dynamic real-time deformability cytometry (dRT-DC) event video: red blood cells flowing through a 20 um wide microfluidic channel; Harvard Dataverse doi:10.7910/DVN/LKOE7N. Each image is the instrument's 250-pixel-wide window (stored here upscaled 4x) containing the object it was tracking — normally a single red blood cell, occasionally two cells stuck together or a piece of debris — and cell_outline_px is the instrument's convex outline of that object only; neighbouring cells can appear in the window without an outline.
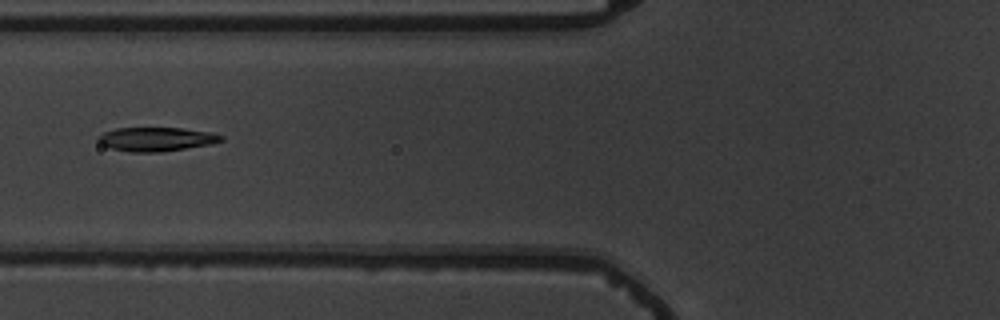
{"species": "common noctule bat (a hibernating species)", "species_latin": "Nyctalus noctula", "temperature_condition": "warm", "stored_images_in_passage": 6, "camera_frame_rate_fps": 3000, "um_per_image_px": 0.085, "animal": {"sex": "male", "body_mass_g": 19.5, "forearm_length_mm": 54.6}, "frame": {"image": 1, "passage_image": 4, "time_ms": 3.667, "image_size_px": [1000, 320], "cell_outline_px": [[224, 140], [212, 144], [160, 152], [128, 152], [112, 148], [100, 144], [96, 136], [104, 132], [116, 128], [180, 128], [212, 132], [224, 136]], "centroid_in_image_um": [13.29, 11.83], "position_along_channel_um": 112.5, "area_um2": 17.22}}
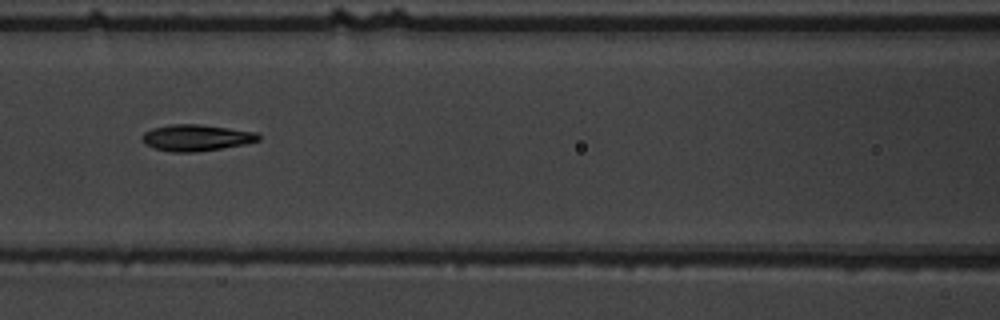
{"frame": {"image": 2, "passage_image": 5, "time_ms": 4.667, "image_size_px": [1000, 320], "cell_outline_px": [[260, 140], [244, 144], [196, 152], [172, 152], [156, 148], [144, 144], [144, 132], [152, 128], [168, 124], [200, 124], [256, 132], [260, 136]], "centroid_in_image_um": [16.68, 11.7], "position_along_channel_um": 149.9, "area_um2": 17.69}}
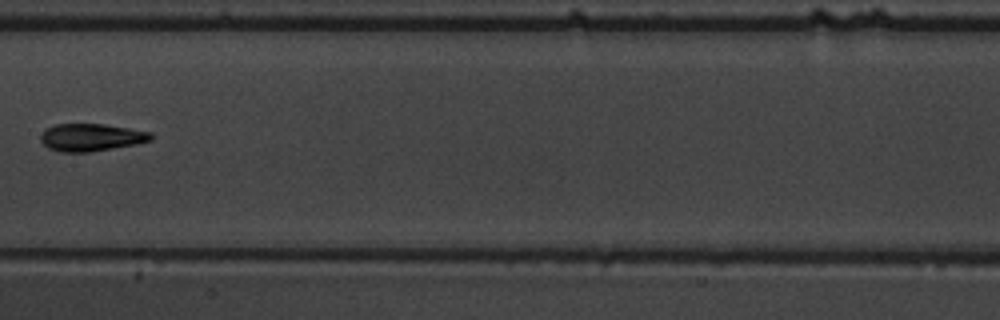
{"frame": {"image": 3, "passage_image": 6, "time_ms": 6.0, "image_size_px": [1000, 320], "cell_outline_px": [[152, 140], [136, 144], [88, 152], [60, 152], [48, 148], [40, 140], [40, 136], [48, 128], [56, 124], [104, 124], [152, 132]], "centroid_in_image_um": [7.76, 11.68], "position_along_channel_um": 199.6, "area_um2": 17.51}}